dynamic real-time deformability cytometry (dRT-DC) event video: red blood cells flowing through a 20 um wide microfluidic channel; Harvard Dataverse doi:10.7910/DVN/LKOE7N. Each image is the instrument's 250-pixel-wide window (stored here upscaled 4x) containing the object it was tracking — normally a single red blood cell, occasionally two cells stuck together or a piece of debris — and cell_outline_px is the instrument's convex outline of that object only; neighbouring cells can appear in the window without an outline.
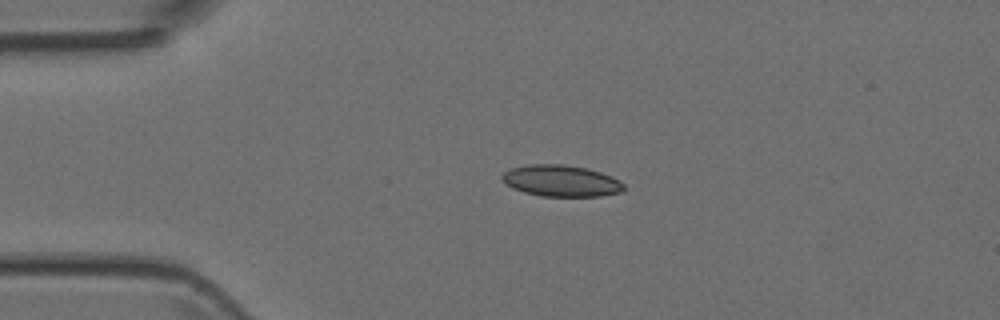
{"species": "Egyptian fruit bat (a non-hibernating species)", "species_latin": "Rousettus aegyptiacus", "temperature_condition": "room temperature", "stored_images_in_passage": 3, "camera_frame_rate_fps": 3000, "um_per_image_px": 0.085, "animal": {"sex": "female"}, "frame": {"image": 1, "passage_image": 1, "time_ms": 0.0, "image_size_px": [1000, 320], "cell_outline_px": [[624, 188], [620, 192], [600, 196], [540, 196], [524, 192], [512, 188], [504, 184], [500, 176], [504, 172], [512, 168], [528, 164], [560, 164], [588, 168], [612, 176], [620, 180], [624, 184]], "centroid_in_image_um": [47.67, 15.37], "position_along_channel_um": 37.3, "area_um2": 22.43}}
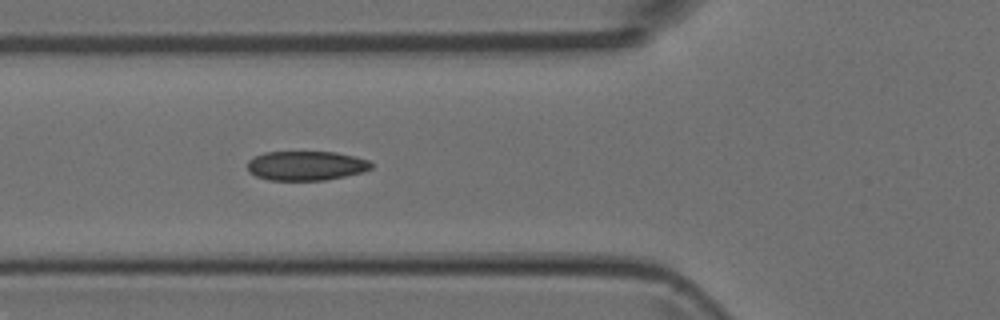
{"frame": {"image": 2, "passage_image": 3, "time_ms": 2.333, "image_size_px": [1000, 320], "cell_outline_px": [[372, 168], [364, 172], [324, 180], [268, 180], [256, 176], [248, 172], [248, 160], [264, 152], [336, 152], [368, 160], [372, 164]], "centroid_in_image_um": [26.0, 14.09], "position_along_channel_um": 99.8, "area_um2": 21.15}}